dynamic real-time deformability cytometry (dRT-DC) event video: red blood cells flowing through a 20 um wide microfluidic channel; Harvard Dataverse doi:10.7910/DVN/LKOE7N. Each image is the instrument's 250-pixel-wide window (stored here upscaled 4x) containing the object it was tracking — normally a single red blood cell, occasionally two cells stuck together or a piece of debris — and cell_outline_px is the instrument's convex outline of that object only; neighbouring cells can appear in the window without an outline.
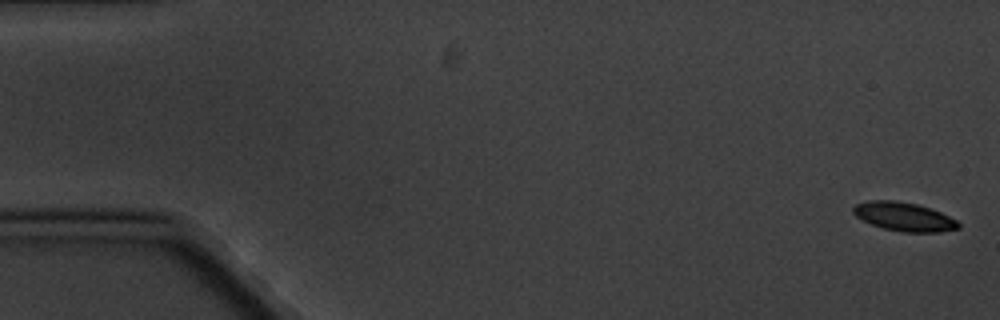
{"species": "common noctule bat (a hibernating species)", "species_latin": "Nyctalus noctula", "temperature_condition": "cold", "stored_images_in_passage": 10, "camera_frame_rate_fps": 3000, "um_per_image_px": 0.085, "animal": {"sex": "male", "body_mass_g": 20.1, "forearm_length_mm": 53.5}, "frame": {"image": 1, "passage_image": 1, "time_ms": 0.0, "image_size_px": [1000, 320], "cell_outline_px": [[960, 228], [940, 232], [904, 232], [884, 228], [872, 224], [856, 216], [852, 212], [852, 208], [856, 204], [868, 200], [896, 200], [916, 204], [940, 212], [956, 220], [960, 224]], "centroid_in_image_um": [76.83, 18.41], "position_along_channel_um": 8.2, "area_um2": 17.46}}
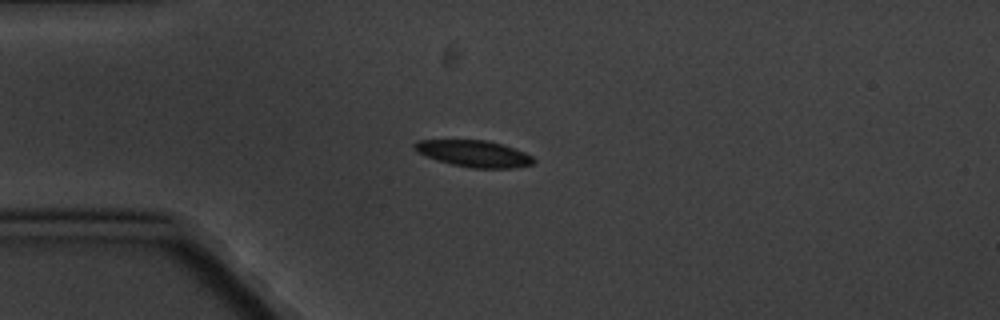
{"frame": {"image": 2, "passage_image": 5, "time_ms": 4.667, "image_size_px": [1000, 320], "cell_outline_px": [[536, 160], [532, 164], [512, 168], [472, 168], [452, 164], [416, 152], [412, 148], [412, 144], [416, 140], [488, 140], [524, 152], [532, 156]], "centroid_in_image_um": [40.26, 13.05], "position_along_channel_um": 44.7, "area_um2": 18.26}}
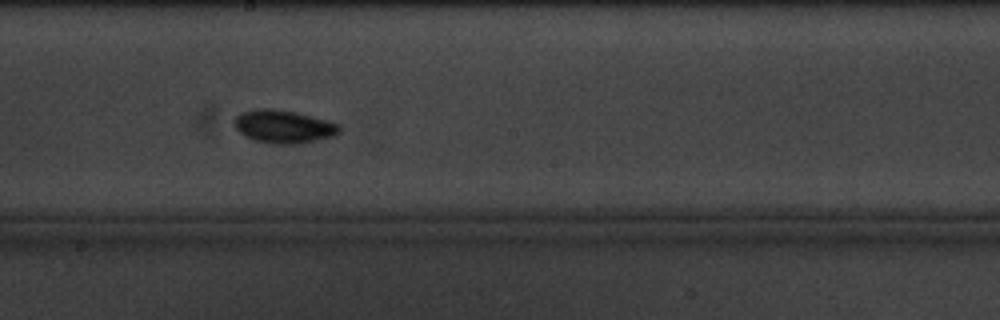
{"frame": {"image": 3, "passage_image": 10, "time_ms": 10.667, "image_size_px": [1000, 320], "cell_outline_px": [[340, 132], [336, 136], [300, 144], [272, 144], [252, 140], [244, 136], [232, 124], [232, 120], [240, 112], [260, 108], [272, 108], [296, 112], [328, 120], [340, 124]], "centroid_in_image_um": [24.1, 10.76], "position_along_channel_um": 224.1, "area_um2": 20.75}}